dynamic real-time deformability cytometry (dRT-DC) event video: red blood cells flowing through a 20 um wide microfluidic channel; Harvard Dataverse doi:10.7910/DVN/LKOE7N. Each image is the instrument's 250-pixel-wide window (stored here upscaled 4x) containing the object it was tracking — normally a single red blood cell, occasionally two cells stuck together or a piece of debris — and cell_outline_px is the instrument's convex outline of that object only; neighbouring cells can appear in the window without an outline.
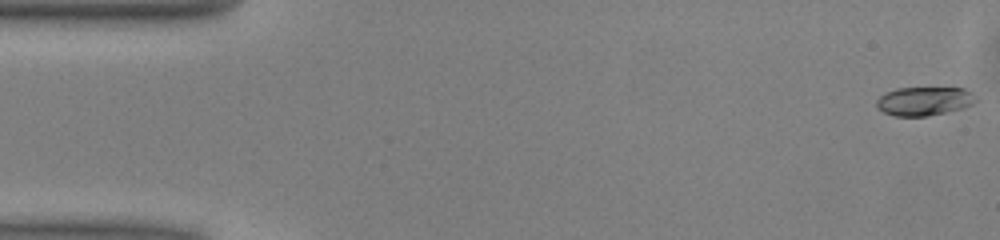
{"species": "common noctule bat (a hibernating species)", "species_latin": "Nyctalus noctula", "temperature_condition": "warm", "stored_images_in_passage": 14, "camera_frame_rate_fps": 3000, "um_per_image_px": 0.085, "animal": {"sex": "male", "body_mass_g": 13.0, "forearm_length_mm": 53.1}, "frame": {"image": 1, "passage_image": 1, "time_ms": 0.0, "image_size_px": [1000, 240], "cell_outline_px": [[980, 100], [964, 108], [928, 116], [896, 116], [884, 112], [876, 104], [876, 100], [884, 92], [896, 88], [964, 88], [972, 92]], "centroid_in_image_um": [78.6, 8.59], "position_along_channel_um": 6.4, "area_um2": 16.76}}
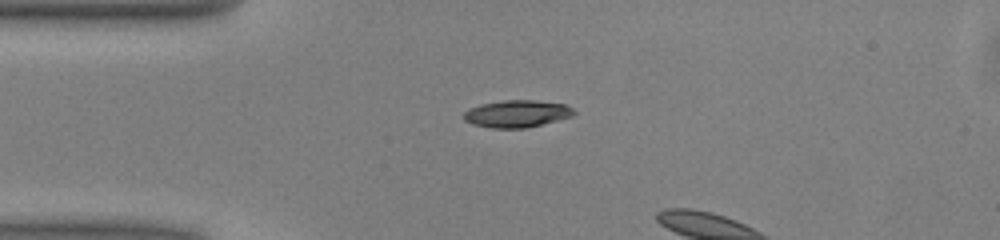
{"frame": {"image": 2, "passage_image": 12, "time_ms": 3.667, "image_size_px": [1000, 240], "cell_outline_px": [[576, 112], [572, 116], [524, 128], [492, 128], [472, 124], [464, 120], [464, 112], [468, 108], [480, 104], [504, 100], [536, 100], [564, 104], [572, 108]], "centroid_in_image_um": [43.9, 9.66], "position_along_channel_um": 41.1, "area_um2": 17.34}}